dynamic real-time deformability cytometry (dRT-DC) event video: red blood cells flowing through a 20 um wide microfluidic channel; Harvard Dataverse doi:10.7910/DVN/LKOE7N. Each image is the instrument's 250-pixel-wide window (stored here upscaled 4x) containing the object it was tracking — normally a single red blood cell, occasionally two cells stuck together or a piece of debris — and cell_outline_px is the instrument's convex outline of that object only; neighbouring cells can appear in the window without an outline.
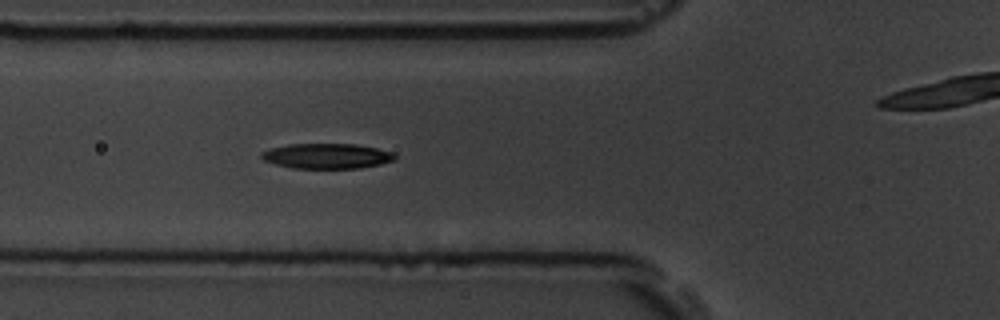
{"species": "common noctule bat (a hibernating species)", "species_latin": "Nyctalus noctula", "temperature_condition": "room temperature", "stored_images_in_passage": 7, "camera_frame_rate_fps": 3000, "um_per_image_px": 0.085, "animal": {"sex": "male", "body_mass_g": 19.5, "forearm_length_mm": 54.6}, "frame": {"image": 1, "passage_image": 6, "time_ms": 1.667, "image_size_px": [1000, 320], "cell_outline_px": [[396, 160], [380, 164], [360, 168], [292, 168], [276, 164], [264, 160], [260, 156], [260, 152], [268, 148], [288, 144], [356, 144], [376, 148], [392, 152], [396, 156]], "centroid_in_image_um": [27.76, 13.26], "position_along_channel_um": 98.0, "area_um2": 19.65}}